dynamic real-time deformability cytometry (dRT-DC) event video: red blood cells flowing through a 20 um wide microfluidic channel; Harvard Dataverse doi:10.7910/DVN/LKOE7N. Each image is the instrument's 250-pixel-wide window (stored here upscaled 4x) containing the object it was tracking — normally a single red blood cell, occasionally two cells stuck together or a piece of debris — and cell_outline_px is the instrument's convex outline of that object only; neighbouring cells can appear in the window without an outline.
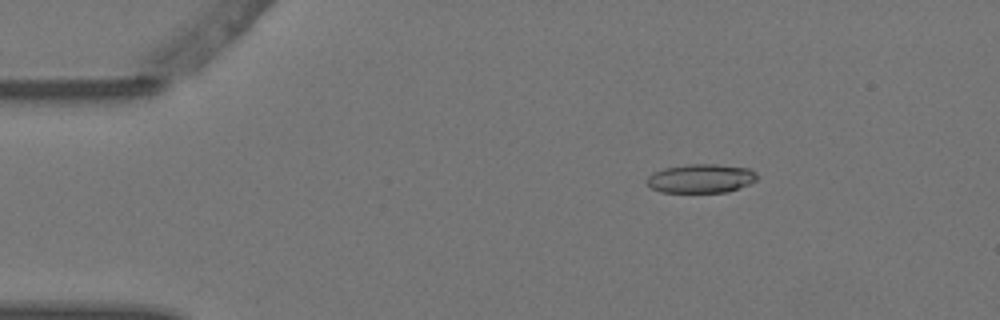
{"species": "Egyptian fruit bat (a non-hibernating species)", "species_latin": "Rousettus aegyptiacus", "temperature_condition": "warm", "stored_images_in_passage": 4, "camera_frame_rate_fps": 3000, "um_per_image_px": 0.085, "animal": {"sex": "female"}, "frame": {"image": 1, "passage_image": 2, "time_ms": 0.333, "image_size_px": [1000, 320], "cell_outline_px": [[760, 176], [756, 180], [748, 184], [728, 192], [660, 192], [652, 188], [644, 180], [652, 172], [664, 168], [688, 164], [716, 164], [748, 168], [756, 172]], "centroid_in_image_um": [59.57, 15.16], "position_along_channel_um": 25.4, "area_um2": 18.67}}